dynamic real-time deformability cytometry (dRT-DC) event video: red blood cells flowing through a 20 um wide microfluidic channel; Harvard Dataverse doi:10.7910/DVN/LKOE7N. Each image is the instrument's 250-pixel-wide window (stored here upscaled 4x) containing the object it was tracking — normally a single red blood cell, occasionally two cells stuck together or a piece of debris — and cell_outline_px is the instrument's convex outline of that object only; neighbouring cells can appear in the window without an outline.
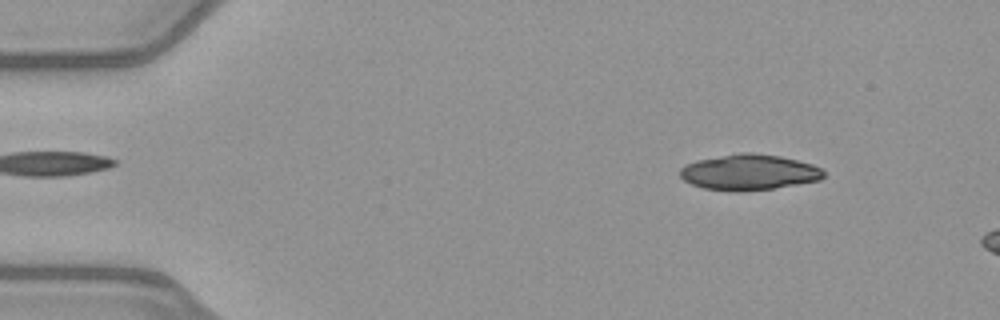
{"species": "common noctule bat (a hibernating species)", "species_latin": "Nyctalus noctula", "temperature_condition": "warm", "stored_images_in_passage": 7, "camera_frame_rate_fps": 3000, "um_per_image_px": 0.085, "animal": {"sex": "female", "body_mass_g": 21.9}, "frame": {"image": 1, "passage_image": 2, "time_ms": 0.333, "image_size_px": [1000, 320], "cell_outline_px": [[824, 176], [820, 180], [772, 188], [740, 192], [736, 192], [704, 188], [692, 184], [684, 180], [680, 176], [680, 168], [684, 164], [696, 160], [744, 152], [752, 152], [780, 156], [812, 164], [820, 168], [824, 172]], "centroid_in_image_um": [63.64, 14.64], "position_along_channel_um": 21.4, "area_um2": 29.77}}